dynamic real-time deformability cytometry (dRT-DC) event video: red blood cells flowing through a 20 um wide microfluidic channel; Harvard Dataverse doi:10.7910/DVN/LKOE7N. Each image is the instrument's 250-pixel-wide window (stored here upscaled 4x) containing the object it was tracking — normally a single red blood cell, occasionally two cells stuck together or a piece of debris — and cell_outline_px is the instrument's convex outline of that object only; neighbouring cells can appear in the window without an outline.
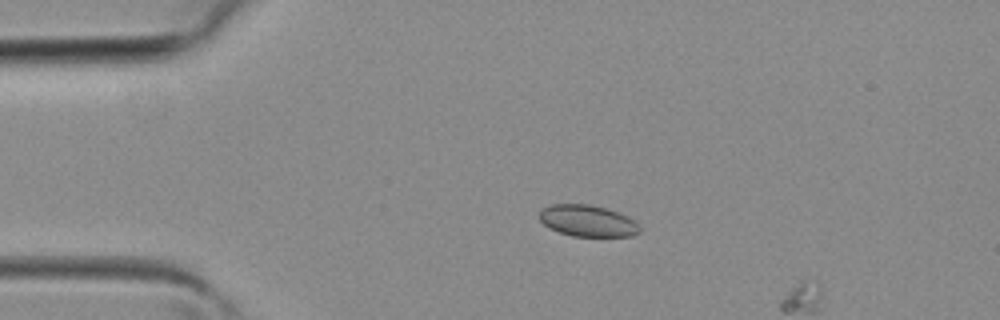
{"species": "common noctule bat (a hibernating species)", "species_latin": "Nyctalus noctula", "temperature_condition": "room temperature", "stored_images_in_passage": 9, "camera_frame_rate_fps": 3000, "um_per_image_px": 0.085, "animal": {"sex": "female", "body_mass_g": 19.3, "forearm_length_mm": 54.1}, "frame": {"image": 1, "passage_image": 8, "time_ms": 2.333, "image_size_px": [1000, 320], "cell_outline_px": [[640, 232], [632, 236], [572, 236], [560, 232], [544, 224], [536, 216], [540, 208], [552, 204], [588, 204], [604, 208], [628, 216], [640, 228]], "centroid_in_image_um": [49.89, 18.76], "position_along_channel_um": 35.1, "area_um2": 18.32}}